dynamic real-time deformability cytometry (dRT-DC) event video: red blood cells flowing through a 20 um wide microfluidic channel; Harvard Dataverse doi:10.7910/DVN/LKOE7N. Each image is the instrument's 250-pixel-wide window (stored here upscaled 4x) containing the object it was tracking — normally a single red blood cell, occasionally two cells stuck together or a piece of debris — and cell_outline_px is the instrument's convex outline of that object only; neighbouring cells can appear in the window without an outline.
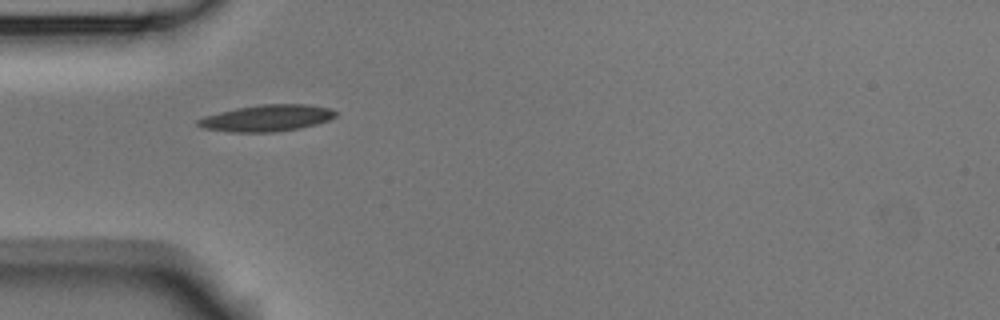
{"species": "Egyptian fruit bat (a non-hibernating species)", "species_latin": "Rousettus aegyptiacus", "temperature_condition": "room temperature", "stored_images_in_passage": 3, "camera_frame_rate_fps": 3000, "um_per_image_px": 0.085, "animal": {"sex": "male"}, "frame": {"image": 1, "passage_image": 2, "time_ms": 0.333, "image_size_px": [1000, 320], "cell_outline_px": [[336, 116], [328, 120], [316, 124], [300, 128], [276, 132], [228, 132], [204, 128], [196, 124], [196, 120], [204, 116], [236, 108], [260, 104], [308, 104], [328, 108], [336, 112]], "centroid_in_image_um": [22.66, 10.04], "position_along_channel_um": 62.3, "area_um2": 21.27}}
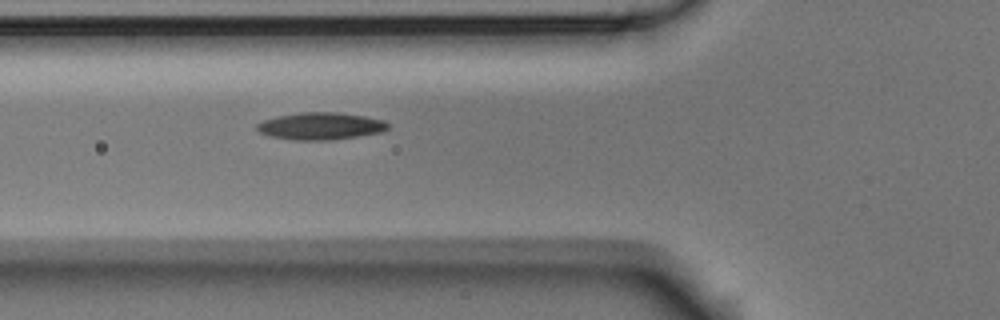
{"frame": {"image": 2, "passage_image": 3, "time_ms": 0.667, "image_size_px": [1000, 320], "cell_outline_px": [[388, 128], [380, 132], [332, 140], [292, 140], [272, 136], [260, 132], [256, 128], [256, 124], [264, 120], [276, 116], [300, 112], [336, 112], [364, 116], [384, 120], [388, 124]], "centroid_in_image_um": [27.23, 10.71], "position_along_channel_um": 98.6, "area_um2": 20.63}}